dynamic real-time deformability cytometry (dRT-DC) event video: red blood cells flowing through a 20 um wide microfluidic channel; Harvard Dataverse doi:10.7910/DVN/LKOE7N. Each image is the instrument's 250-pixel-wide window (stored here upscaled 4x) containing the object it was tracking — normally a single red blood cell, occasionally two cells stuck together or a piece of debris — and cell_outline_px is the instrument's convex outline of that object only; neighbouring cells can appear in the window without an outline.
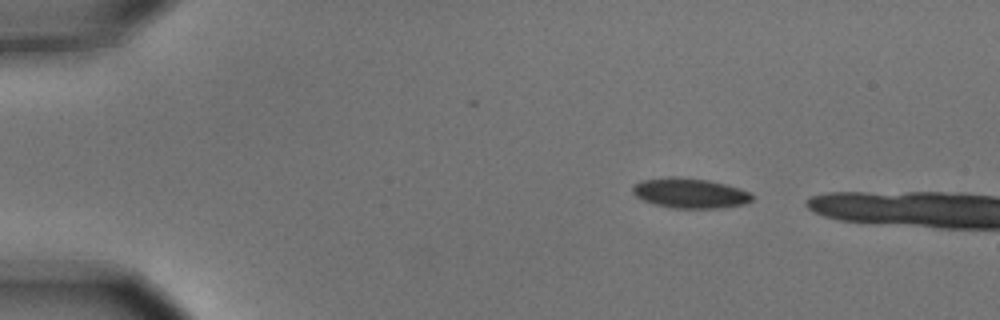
{"species": "common noctule bat (a hibernating species)", "species_latin": "Nyctalus noctula", "temperature_condition": "cold", "stored_images_in_passage": 2, "camera_frame_rate_fps": 3000, "um_per_image_px": 0.085, "animal": {"sex": "male", "body_mass_g": 15.6}, "frame": {"image": 1, "passage_image": 1, "time_ms": 0.0, "image_size_px": [1000, 320], "cell_outline_px": [[752, 200], [744, 204], [720, 208], [672, 208], [656, 204], [644, 200], [636, 196], [632, 192], [632, 184], [640, 180], [668, 176], [676, 176], [708, 180], [740, 188], [748, 192], [752, 196]], "centroid_in_image_um": [58.6, 16.4], "position_along_channel_um": 26.4, "area_um2": 20.92}}